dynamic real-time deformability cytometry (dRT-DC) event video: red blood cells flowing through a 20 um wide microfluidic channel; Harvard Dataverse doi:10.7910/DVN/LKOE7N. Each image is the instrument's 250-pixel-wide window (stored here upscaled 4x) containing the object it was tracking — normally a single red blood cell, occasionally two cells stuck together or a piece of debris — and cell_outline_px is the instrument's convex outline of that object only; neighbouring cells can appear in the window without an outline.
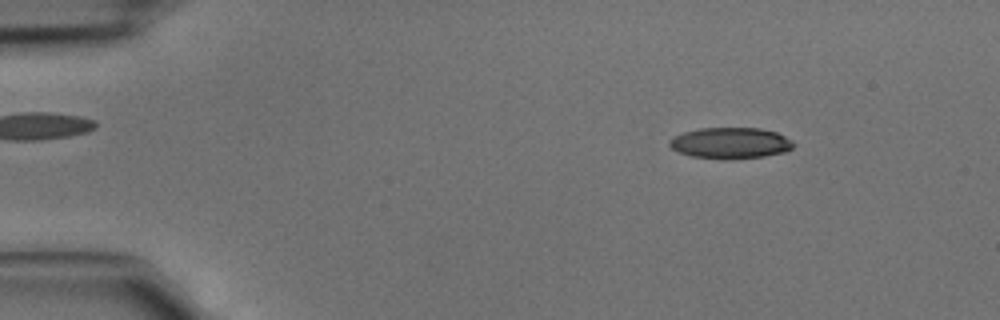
{"species": "common noctule bat (a hibernating species)", "species_latin": "Nyctalus noctula", "temperature_condition": "cold", "stored_images_in_passage": 45, "camera_frame_rate_fps": 3000, "um_per_image_px": 0.085, "animal": {"sex": "male", "body_mass_g": 15.6}, "frame": {"image": 1, "passage_image": 6, "time_ms": 1.667, "image_size_px": [1000, 320], "cell_outline_px": [[796, 144], [792, 148], [784, 152], [764, 156], [732, 160], [728, 160], [692, 156], [676, 152], [668, 144], [668, 140], [672, 136], [684, 132], [700, 128], [760, 128], [776, 132], [792, 140]], "centroid_in_image_um": [62.06, 12.16], "position_along_channel_um": 22.9, "area_um2": 22.77}}
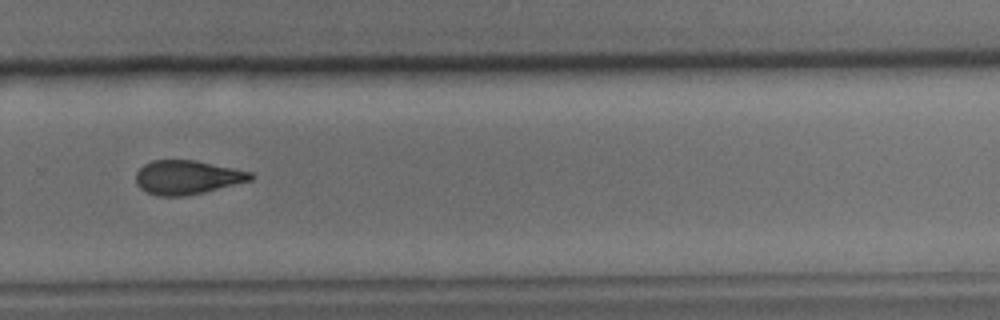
{"frame": {"image": 2, "passage_image": 31, "time_ms": 10.0, "image_size_px": [1000, 320], "cell_outline_px": [[256, 176], [252, 180], [204, 192], [184, 196], [156, 196], [140, 188], [136, 184], [136, 172], [144, 164], [152, 160], [196, 160], [236, 168], [252, 172]], "centroid_in_image_um": [15.93, 15.06], "position_along_channel_um": 313.9, "area_um2": 22.89}}
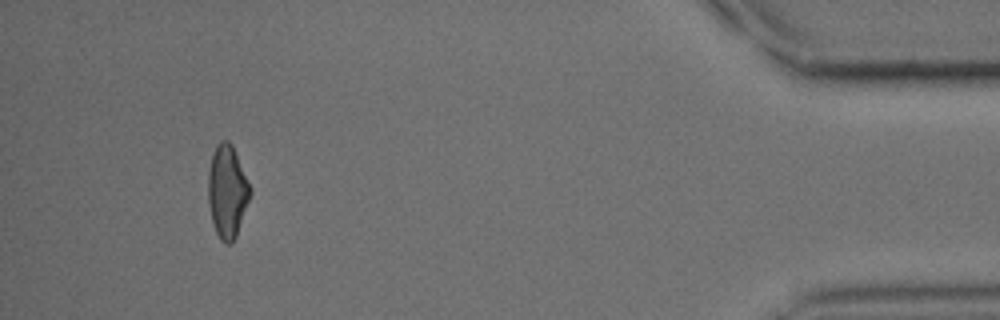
{"frame": {"image": 3, "passage_image": 42, "time_ms": 13.667, "image_size_px": [1000, 320], "cell_outline_px": [[252, 192], [236, 236], [232, 244], [224, 244], [220, 240], [216, 232], [212, 220], [208, 200], [208, 172], [212, 156], [216, 144], [220, 140], [228, 140], [232, 144], [252, 188]], "centroid_in_image_um": [19.32, 16.27], "position_along_channel_um": 415.9, "area_um2": 22.83}}